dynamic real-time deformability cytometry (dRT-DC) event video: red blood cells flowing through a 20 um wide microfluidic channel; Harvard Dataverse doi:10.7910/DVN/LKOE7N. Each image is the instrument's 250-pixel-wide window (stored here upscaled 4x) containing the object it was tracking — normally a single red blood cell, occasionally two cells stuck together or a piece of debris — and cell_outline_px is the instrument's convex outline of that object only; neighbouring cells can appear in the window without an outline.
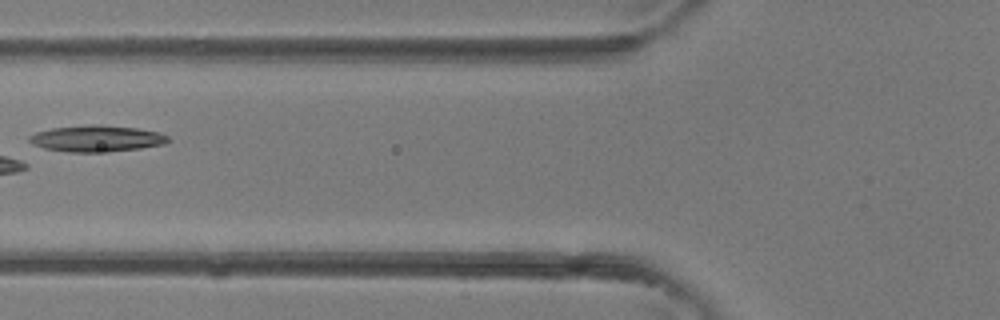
{"species": "common noctule bat (a hibernating species)", "species_latin": "Nyctalus noctula", "temperature_condition": "room temperature", "stored_images_in_passage": 3, "camera_frame_rate_fps": 3000, "um_per_image_px": 0.085, "animal": {"sex": "female"}, "frame": {"image": 1, "passage_image": 3, "time_ms": 0.667, "image_size_px": [1000, 320], "cell_outline_px": [[172, 140], [164, 144], [140, 148], [108, 152], [68, 152], [44, 148], [32, 144], [28, 140], [28, 136], [36, 132], [52, 128], [92, 124], [100, 124], [136, 128], [160, 132], [168, 136]], "centroid_in_image_um": [8.23, 11.77], "position_along_channel_um": 117.6, "area_um2": 21.5}}